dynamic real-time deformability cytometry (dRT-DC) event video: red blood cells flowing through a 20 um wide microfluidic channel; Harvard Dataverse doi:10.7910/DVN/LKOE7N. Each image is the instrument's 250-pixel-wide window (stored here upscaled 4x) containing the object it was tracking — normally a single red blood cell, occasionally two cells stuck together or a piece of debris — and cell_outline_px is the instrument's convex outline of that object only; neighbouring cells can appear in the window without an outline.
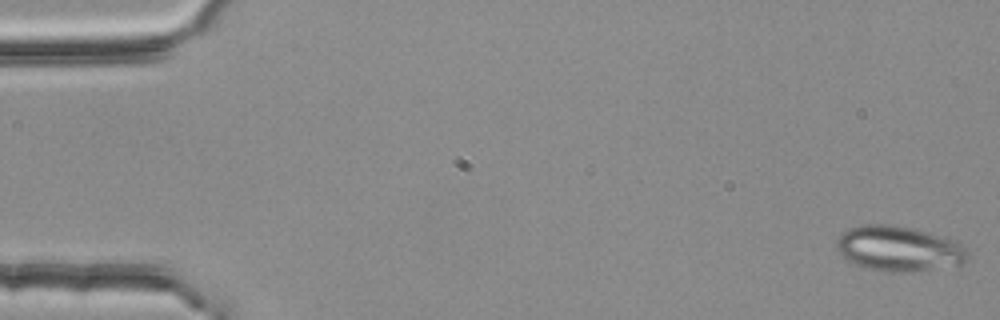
{"species": "common noctule bat (a hibernating species)", "species_latin": "Nyctalus noctula", "temperature_condition": "room temperature", "stored_images_in_passage": 4, "camera_frame_rate_fps": 3000, "um_per_image_px": 0.085, "animal": {"sex": "female", "body_mass_g": 25.1}, "frame": {"image": 1, "passage_image": 1, "time_ms": 0.0, "image_size_px": [1000, 320], "cell_outline_px": [[968, 260], [960, 264], [912, 272], [884, 272], [868, 268], [856, 264], [848, 260], [836, 248], [836, 240], [840, 232], [848, 228], [864, 224], [888, 224], [928, 232], [952, 240], [960, 244], [968, 252]], "centroid_in_image_um": [76.35, 21.13], "position_along_channel_um": 8.6, "area_um2": 34.33}}